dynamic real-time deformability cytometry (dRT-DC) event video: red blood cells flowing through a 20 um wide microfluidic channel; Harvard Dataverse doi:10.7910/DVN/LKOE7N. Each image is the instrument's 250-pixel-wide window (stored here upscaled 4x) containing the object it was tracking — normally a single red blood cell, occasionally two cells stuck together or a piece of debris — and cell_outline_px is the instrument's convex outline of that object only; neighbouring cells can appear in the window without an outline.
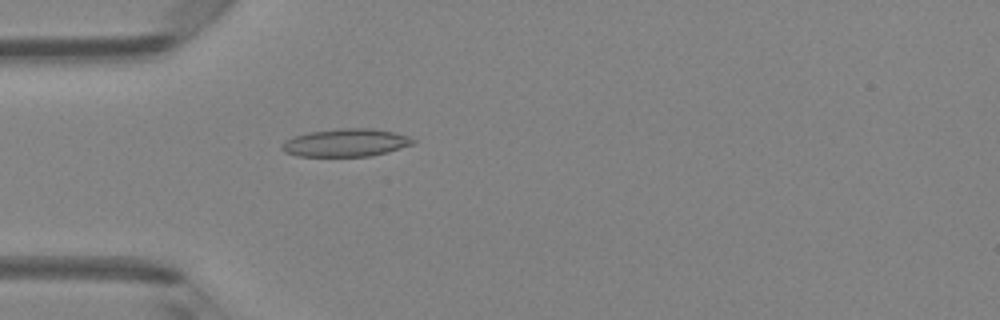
{"species": "Egyptian fruit bat (a non-hibernating species)", "species_latin": "Rousettus aegyptiacus", "temperature_condition": "room temperature", "stored_images_in_passage": 37, "camera_frame_rate_fps": 3000, "um_per_image_px": 0.085, "animal": {"sex": "female"}, "frame": {"image": 1, "passage_image": 3, "time_ms": 0.667, "image_size_px": [1000, 320], "cell_outline_px": [[416, 140], [412, 144], [388, 152], [368, 156], [296, 156], [284, 152], [280, 148], [284, 140], [292, 136], [308, 132], [340, 128], [372, 128], [396, 132], [408, 136]], "centroid_in_image_um": [29.36, 12.12], "position_along_channel_um": 55.6, "area_um2": 21.44}}
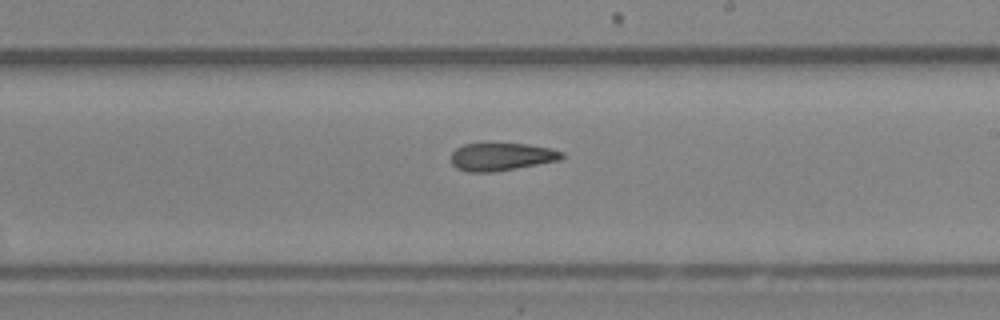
{"frame": {"image": 2, "passage_image": 17, "time_ms": 5.333, "image_size_px": [1000, 320], "cell_outline_px": [[564, 156], [560, 160], [516, 168], [492, 172], [468, 172], [456, 168], [452, 164], [452, 152], [456, 148], [464, 144], [528, 144], [552, 148], [564, 152]], "centroid_in_image_um": [42.64, 13.32], "position_along_channel_um": 246.4, "area_um2": 17.86}}
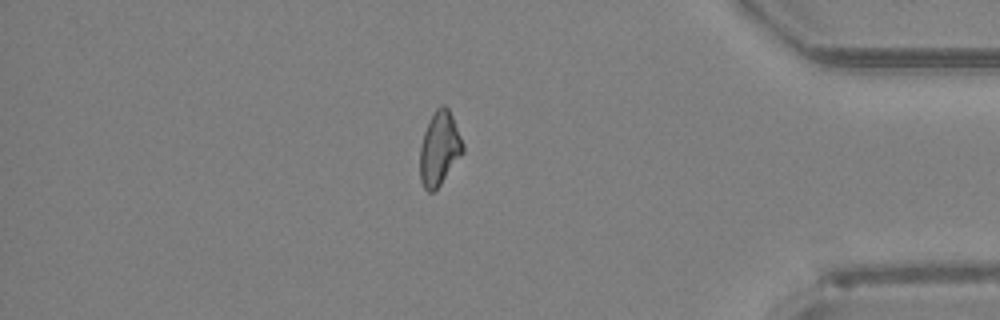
{"frame": {"image": 3, "passage_image": 30, "time_ms": 9.667, "image_size_px": [1000, 320], "cell_outline_px": [[464, 152], [440, 184], [432, 192], [428, 192], [424, 188], [420, 180], [420, 144], [428, 120], [436, 108], [440, 104], [444, 104], [448, 108], [452, 116], [464, 144]], "centroid_in_image_um": [37.34, 12.6], "position_along_channel_um": 397.9, "area_um2": 18.5}, "authors_computed_cell_mechanics": {"area_um2": 18.6116, "velocity_mm_per_s": 4.2307, "shape_relaxation_time_tau1_ms": null, "shape_relaxation_time_tau2_ms": 2.7392, "deformation_change_tau1": null, "deformation_change_tau2": 0.114}}